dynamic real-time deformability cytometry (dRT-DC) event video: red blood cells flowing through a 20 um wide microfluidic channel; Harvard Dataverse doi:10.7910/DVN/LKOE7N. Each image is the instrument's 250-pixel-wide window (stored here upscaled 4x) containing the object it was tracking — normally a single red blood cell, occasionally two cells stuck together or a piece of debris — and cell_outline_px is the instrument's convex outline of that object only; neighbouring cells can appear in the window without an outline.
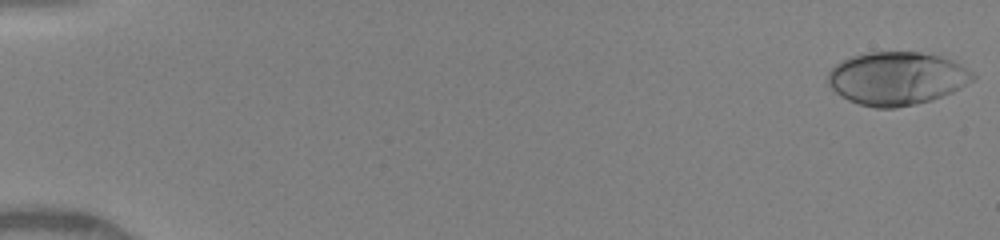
{"species": "human", "species_latin": "Homo sapiens", "temperature_condition": "warm", "stored_images_in_passage": 20, "camera_frame_rate_fps": 3000, "um_per_image_px": 0.085, "donor": {"sex": "female"}, "frame": {"image": 1, "passage_image": 1, "time_ms": 0.0, "image_size_px": [1000, 240], "cell_outline_px": [[976, 76], [972, 80], [960, 88], [952, 92], [932, 100], [916, 104], [896, 108], [876, 108], [860, 104], [848, 100], [840, 96], [828, 84], [828, 72], [836, 64], [852, 56], [868, 52], [920, 52], [940, 56], [952, 60], [960, 64], [972, 72]], "centroid_in_image_um": [76.22, 6.67], "position_along_channel_um": 8.8, "area_um2": 44.8}}
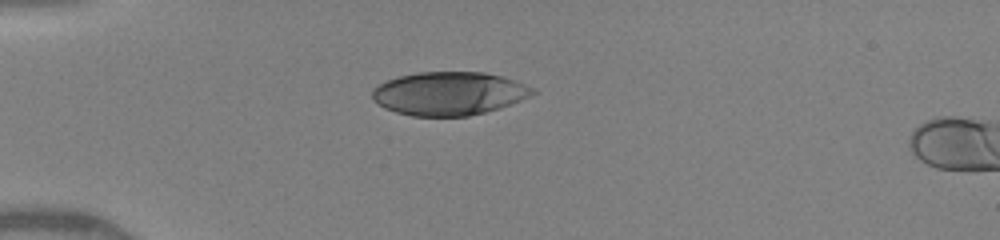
{"frame": {"image": 2, "passage_image": 18, "time_ms": 4.333, "image_size_px": [1000, 240], "cell_outline_px": [[536, 92], [520, 100], [500, 108], [468, 116], [412, 116], [396, 112], [384, 108], [372, 100], [372, 88], [388, 80], [400, 76], [416, 72], [484, 72], [516, 80], [536, 88]], "centroid_in_image_um": [38.16, 7.94], "position_along_channel_um": 46.8, "area_um2": 40.58}}